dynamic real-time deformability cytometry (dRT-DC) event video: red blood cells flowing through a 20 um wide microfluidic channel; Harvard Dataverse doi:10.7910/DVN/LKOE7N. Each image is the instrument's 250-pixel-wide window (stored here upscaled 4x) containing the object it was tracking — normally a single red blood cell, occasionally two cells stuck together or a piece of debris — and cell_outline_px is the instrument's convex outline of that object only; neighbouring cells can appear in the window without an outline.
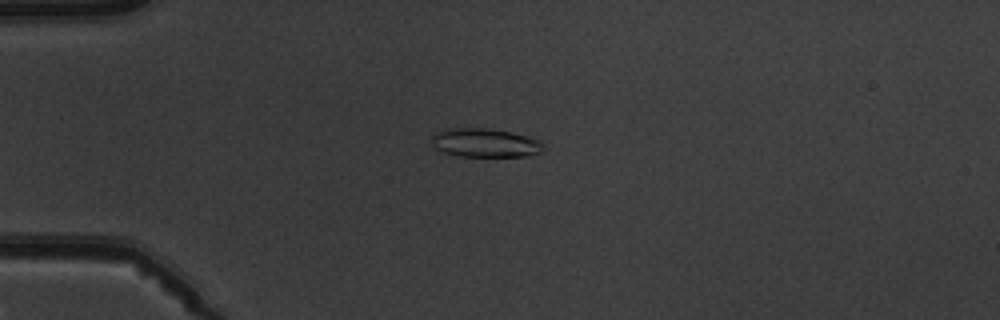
{"species": "common noctule bat (a hibernating species)", "species_latin": "Nyctalus noctula", "temperature_condition": "warm", "stored_images_in_passage": 8, "camera_frame_rate_fps": 3000, "um_per_image_px": 0.085, "animal": {"sex": "male", "body_mass_g": 19.5, "forearm_length_mm": 54.6}, "frame": {"image": 1, "passage_image": 4, "time_ms": 3.667, "image_size_px": [1000, 320], "cell_outline_px": [[544, 152], [528, 156], [456, 156], [444, 152], [436, 148], [432, 144], [432, 136], [436, 132], [444, 128], [488, 128], [512, 132], [528, 136], [540, 140], [544, 144]], "centroid_in_image_um": [41.27, 12.13], "position_along_channel_um": 43.7, "area_um2": 19.02}}
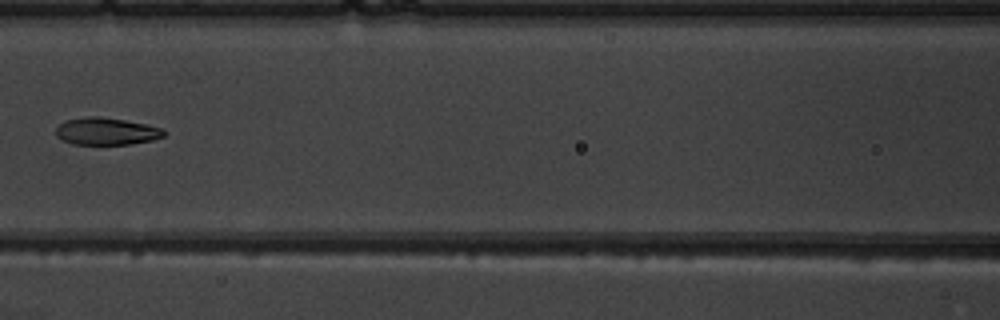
{"frame": {"image": 2, "passage_image": 7, "time_ms": 7.333, "image_size_px": [1000, 320], "cell_outline_px": [[164, 136], [152, 140], [128, 144], [72, 144], [56, 136], [56, 128], [64, 120], [88, 116], [100, 116], [124, 120], [144, 124], [160, 128], [164, 132]], "centroid_in_image_um": [8.99, 11.15], "position_along_channel_um": 157.6, "area_um2": 16.94}}
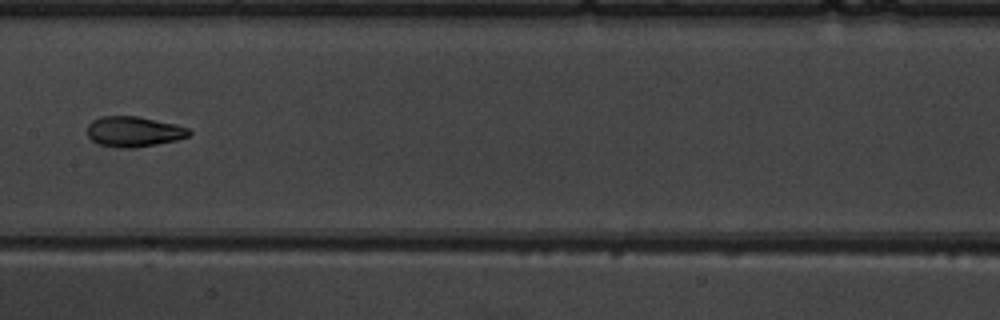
{"frame": {"image": 3, "passage_image": 8, "time_ms": 8.333, "image_size_px": [1000, 320], "cell_outline_px": [[192, 132], [188, 136], [176, 140], [156, 144], [132, 148], [116, 148], [100, 144], [92, 140], [88, 136], [88, 124], [92, 120], [100, 116], [136, 116], [176, 124], [188, 128]], "centroid_in_image_um": [11.36, 11.18], "position_along_channel_um": 196.0, "area_um2": 17.98}}